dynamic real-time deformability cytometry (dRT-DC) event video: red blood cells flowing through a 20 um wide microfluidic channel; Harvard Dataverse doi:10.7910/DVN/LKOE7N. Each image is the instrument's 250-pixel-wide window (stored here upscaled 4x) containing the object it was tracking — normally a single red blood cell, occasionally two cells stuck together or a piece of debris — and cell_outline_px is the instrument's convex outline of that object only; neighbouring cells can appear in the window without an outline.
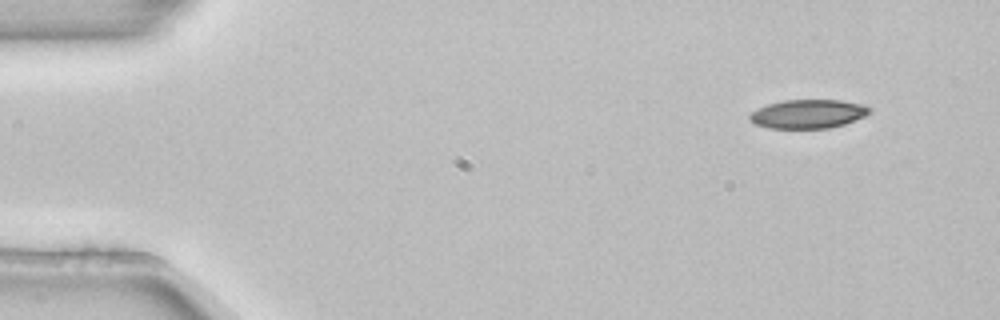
{"species": "common noctule bat (a hibernating species)", "species_latin": "Nyctalus noctula", "temperature_condition": "room temperature", "stored_images_in_passage": 5, "camera_frame_rate_fps": 3000, "um_per_image_px": 0.085, "animal": {"sex": "female", "body_mass_g": 22.7, "forearm_length_mm": 54.2}, "frame": {"image": 1, "passage_image": 1, "time_ms": 0.0, "image_size_px": [1000, 320], "cell_outline_px": [[872, 112], [864, 116], [844, 124], [828, 128], [768, 128], [756, 124], [748, 116], [756, 108], [768, 104], [784, 100], [840, 100], [864, 104], [872, 108]], "centroid_in_image_um": [68.71, 9.67], "position_along_channel_um": 16.3, "area_um2": 20.11}}
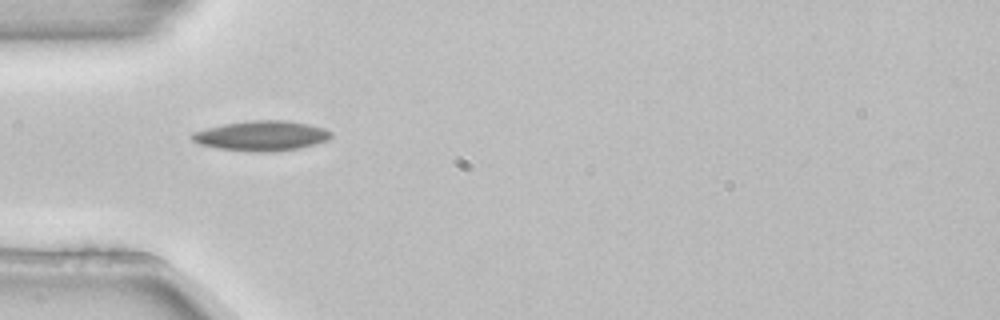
{"frame": {"image": 2, "passage_image": 4, "time_ms": 1.0, "image_size_px": [1000, 320], "cell_outline_px": [[332, 136], [328, 140], [316, 144], [300, 148], [272, 152], [252, 152], [220, 148], [200, 144], [192, 140], [192, 132], [224, 124], [252, 120], [288, 120], [308, 124], [324, 128], [332, 132]], "centroid_in_image_um": [22.28, 11.54], "position_along_channel_um": 62.7, "area_um2": 24.28}}